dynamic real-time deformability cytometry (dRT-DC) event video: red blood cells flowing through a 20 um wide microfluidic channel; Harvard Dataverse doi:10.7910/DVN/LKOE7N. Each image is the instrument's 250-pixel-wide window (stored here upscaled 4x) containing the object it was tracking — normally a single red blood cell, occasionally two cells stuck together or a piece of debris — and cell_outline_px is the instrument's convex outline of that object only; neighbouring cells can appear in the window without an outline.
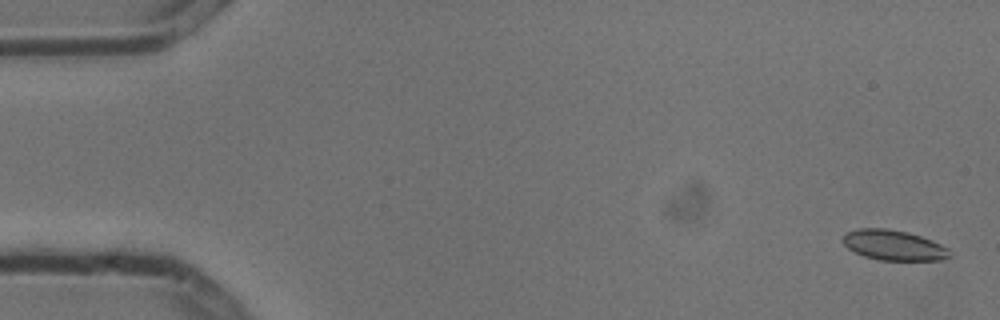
{"species": "common noctule bat (a hibernating species)", "species_latin": "Nyctalus noctula", "temperature_condition": "cold", "stored_images_in_passage": 5, "camera_frame_rate_fps": 3000, "um_per_image_px": 0.085, "animal": {"sex": "male", "body_mass_g": 13.3}, "frame": {"image": 1, "passage_image": 1, "time_ms": 0.0, "image_size_px": [1000, 320], "cell_outline_px": [[952, 256], [940, 260], [880, 260], [864, 256], [848, 248], [844, 244], [844, 232], [856, 228], [888, 228], [908, 232], [932, 240], [948, 248]], "centroid_in_image_um": [75.96, 20.83], "position_along_channel_um": 9.0, "area_um2": 18.84}}
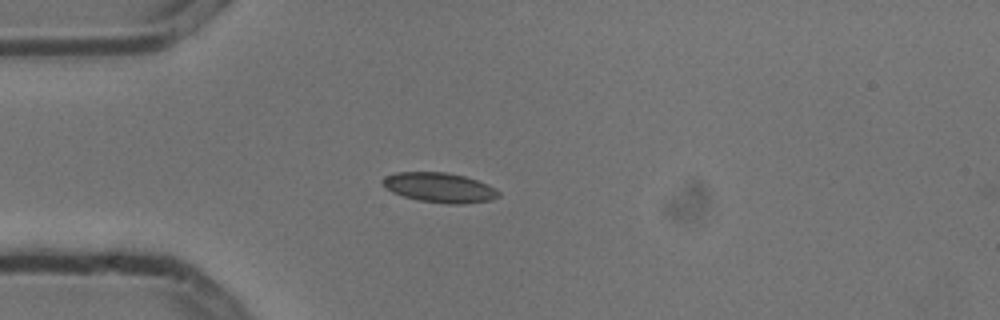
{"frame": {"image": 2, "passage_image": 4, "time_ms": 1.0, "image_size_px": [1000, 320], "cell_outline_px": [[500, 196], [492, 200], [464, 204], [444, 204], [416, 200], [392, 192], [384, 188], [380, 184], [380, 180], [384, 176], [396, 172], [444, 172], [464, 176], [476, 180], [500, 192]], "centroid_in_image_um": [37.28, 15.95], "position_along_channel_um": 47.7, "area_um2": 20.29}}